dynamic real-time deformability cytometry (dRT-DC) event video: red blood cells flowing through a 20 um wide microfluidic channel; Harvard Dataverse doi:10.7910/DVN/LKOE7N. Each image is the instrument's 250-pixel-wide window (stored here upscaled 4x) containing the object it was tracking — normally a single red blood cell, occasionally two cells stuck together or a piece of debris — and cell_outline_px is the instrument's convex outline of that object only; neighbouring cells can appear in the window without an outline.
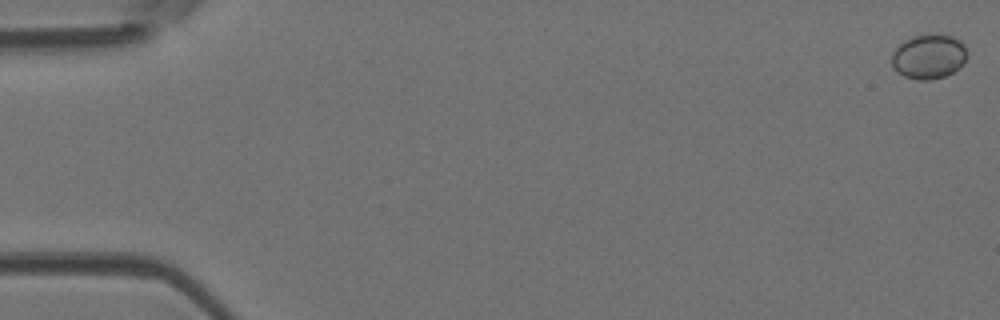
{"species": "Egyptian fruit bat (a non-hibernating species)", "species_latin": "Rousettus aegyptiacus", "temperature_condition": "room temperature", "stored_images_in_passage": 6, "camera_frame_rate_fps": 3000, "um_per_image_px": 0.085, "animal": {"sex": "female"}, "frame": {"image": 1, "passage_image": 1, "time_ms": 0.0, "image_size_px": [1000, 320], "cell_outline_px": [[968, 56], [964, 64], [952, 72], [944, 76], [928, 80], [916, 80], [904, 76], [896, 72], [892, 68], [892, 52], [904, 40], [912, 36], [952, 36], [960, 40], [964, 44], [968, 52]], "centroid_in_image_um": [78.95, 4.83], "position_along_channel_um": 6.1, "area_um2": 19.54}}
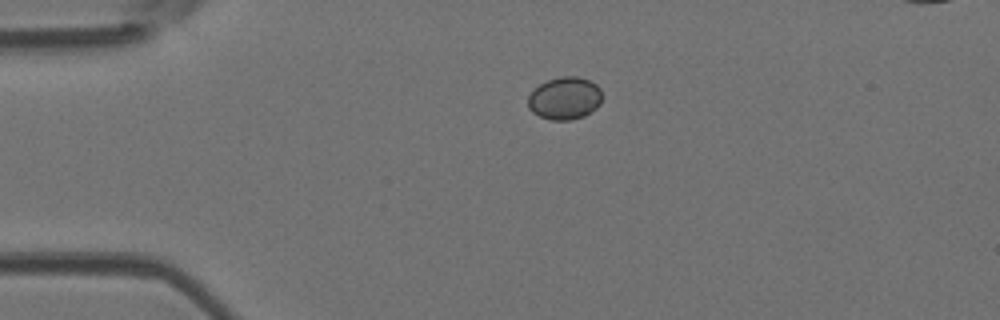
{"frame": {"image": 2, "passage_image": 4, "time_ms": 1.0, "image_size_px": [1000, 320], "cell_outline_px": [[600, 104], [596, 108], [584, 116], [572, 120], [552, 120], [540, 116], [532, 112], [528, 108], [528, 96], [540, 84], [548, 80], [560, 76], [576, 76], [588, 80], [596, 84], [600, 88]], "centroid_in_image_um": [47.99, 8.36], "position_along_channel_um": 37.0, "area_um2": 18.26}}